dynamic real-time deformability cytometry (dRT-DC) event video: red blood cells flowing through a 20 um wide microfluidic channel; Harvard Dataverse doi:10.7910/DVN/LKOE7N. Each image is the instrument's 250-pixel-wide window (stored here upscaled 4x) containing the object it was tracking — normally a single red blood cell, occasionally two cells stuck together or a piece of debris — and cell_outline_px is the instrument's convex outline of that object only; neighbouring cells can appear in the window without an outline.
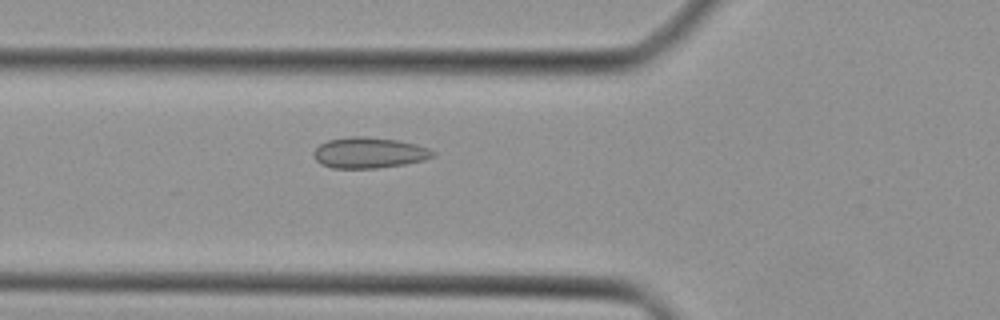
{"species": "Egyptian fruit bat (a non-hibernating species)", "species_latin": "Rousettus aegyptiacus", "temperature_condition": "cold", "stored_images_in_passage": 45, "camera_frame_rate_fps": 3000, "um_per_image_px": 0.085, "animal": {"sex": "female"}, "frame": {"image": 1, "passage_image": 17, "time_ms": 5.333, "image_size_px": [1000, 320], "cell_outline_px": [[436, 156], [424, 160], [404, 164], [376, 168], [332, 168], [320, 164], [316, 160], [312, 152], [320, 144], [328, 140], [348, 136], [364, 136], [396, 140], [416, 144], [428, 148], [436, 152]], "centroid_in_image_um": [31.37, 12.98], "position_along_channel_um": 94.4, "area_um2": 21.5}}
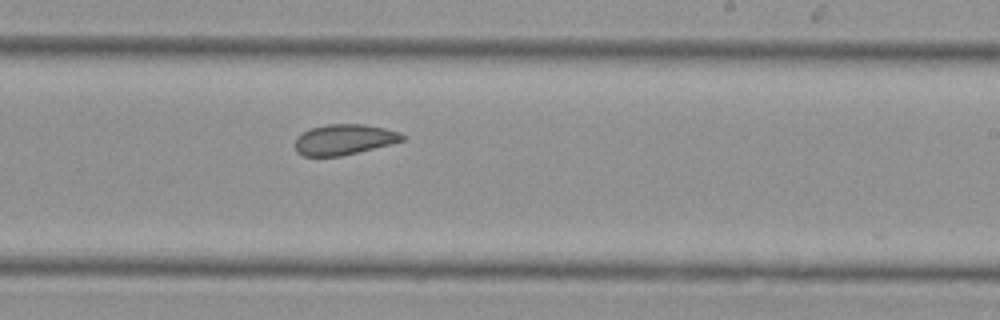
{"frame": {"image": 2, "passage_image": 28, "time_ms": 9.0, "image_size_px": [1000, 320], "cell_outline_px": [[404, 140], [392, 144], [340, 156], [304, 156], [296, 152], [296, 136], [312, 128], [328, 124], [360, 124], [384, 128], [400, 132], [404, 136]], "centroid_in_image_um": [29.25, 11.86], "position_along_channel_um": 259.7, "area_um2": 18.9}}
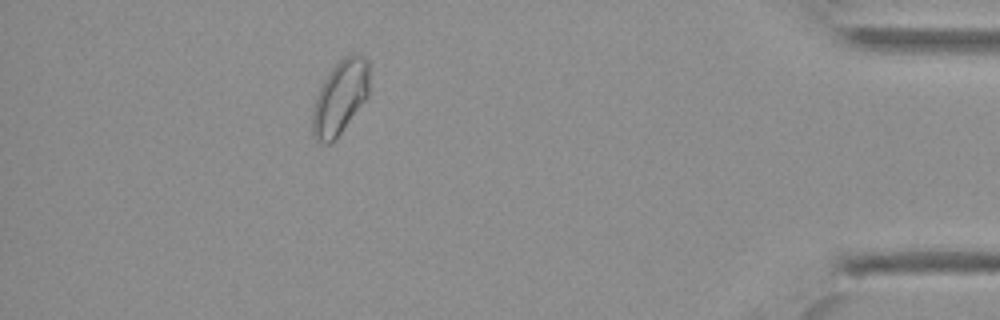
{"frame": {"image": 3, "passage_image": 41, "time_ms": 13.333, "image_size_px": [1000, 320], "cell_outline_px": [[368, 96], [336, 140], [332, 144], [324, 144], [316, 140], [312, 136], [312, 108], [316, 96], [324, 80], [332, 68], [344, 56], [352, 52], [356, 52], [364, 56], [368, 60]], "centroid_in_image_um": [28.9, 8.3], "position_along_channel_um": 406.3, "area_um2": 24.8}}